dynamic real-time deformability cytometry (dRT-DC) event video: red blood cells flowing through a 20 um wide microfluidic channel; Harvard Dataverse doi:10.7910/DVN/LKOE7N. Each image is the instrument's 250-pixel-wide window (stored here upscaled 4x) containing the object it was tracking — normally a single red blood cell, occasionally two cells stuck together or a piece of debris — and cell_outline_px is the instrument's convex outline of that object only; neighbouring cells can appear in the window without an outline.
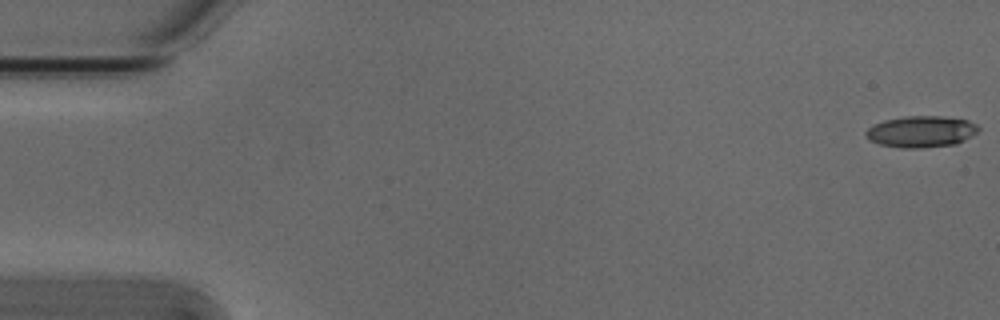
{"species": "Egyptian fruit bat (a non-hibernating species)", "species_latin": "Rousettus aegyptiacus", "temperature_condition": "cold", "stored_images_in_passage": 54, "camera_frame_rate_fps": 3000, "um_per_image_px": 0.085, "animal": {"sex": "male"}, "frame": {"image": 1, "passage_image": 1, "time_ms": 0.0, "image_size_px": [1000, 320], "cell_outline_px": [[980, 128], [976, 132], [964, 140], [956, 144], [920, 148], [900, 148], [880, 144], [868, 140], [864, 132], [872, 124], [884, 120], [904, 116], [940, 116], [968, 120], [976, 124]], "centroid_in_image_um": [78.25, 11.18], "position_along_channel_um": 6.7, "area_um2": 20.69}}
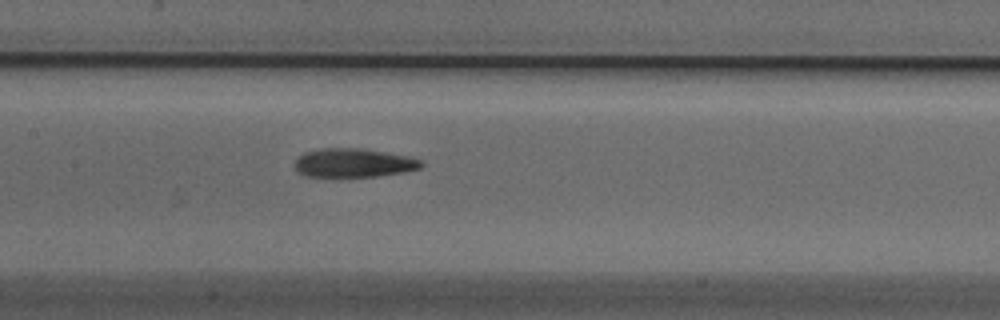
{"frame": {"image": 2, "passage_image": 26, "time_ms": 8.333, "image_size_px": [1000, 320], "cell_outline_px": [[424, 164], [420, 168], [404, 172], [376, 176], [308, 176], [296, 172], [292, 164], [296, 156], [304, 152], [324, 148], [360, 148], [408, 156], [420, 160]], "centroid_in_image_um": [29.98, 13.84], "position_along_channel_um": 177.4, "area_um2": 21.27}}
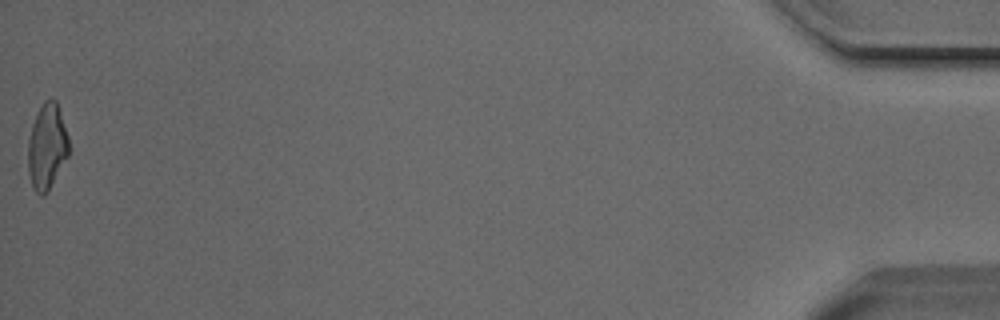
{"frame": {"image": 3, "passage_image": 54, "time_ms": 17.667, "image_size_px": [1000, 320], "cell_outline_px": [[68, 156], [48, 192], [44, 196], [40, 196], [32, 188], [28, 172], [28, 140], [32, 124], [36, 112], [44, 100], [52, 96], [56, 100], [68, 136]], "centroid_in_image_um": [3.97, 12.46], "position_along_channel_um": 431.2, "area_um2": 20.63}, "authors_computed_cell_mechanics": {"area_um2": 20.6924, "velocity_mm_per_s": 3.8363, "shape_relaxation_time_tau1_ms": 6.2206, "shape_relaxation_time_tau2_ms": 3.3452, "deformation_change_tau1": 0.1972, "deformation_change_tau2": 0.1387}}